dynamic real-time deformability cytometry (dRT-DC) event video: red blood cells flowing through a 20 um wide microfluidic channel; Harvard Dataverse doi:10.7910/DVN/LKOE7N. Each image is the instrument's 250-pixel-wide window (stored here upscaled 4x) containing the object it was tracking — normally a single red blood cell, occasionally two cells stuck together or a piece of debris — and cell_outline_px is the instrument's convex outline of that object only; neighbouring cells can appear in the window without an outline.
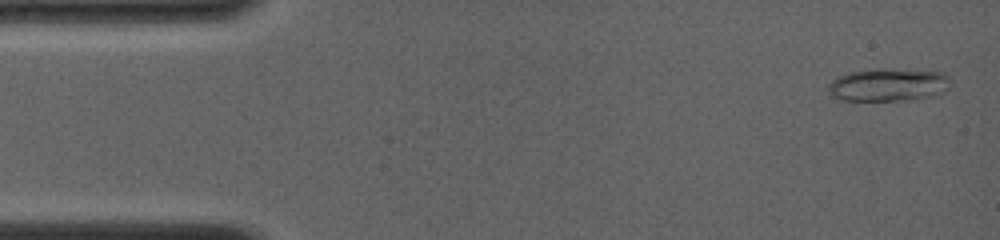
{"species": "common noctule bat (a hibernating species)", "species_latin": "Nyctalus noctula", "temperature_condition": "room temperature", "stored_images_in_passage": 27, "camera_frame_rate_fps": 4000, "um_per_image_px": 0.085, "animal": {"sex": "female", "body_mass_g": 19.0, "forearm_length_mm": 56.7}, "frame": {"image": 1, "passage_image": 1, "time_ms": 0.0, "image_size_px": [1000, 240], "cell_outline_px": [[944, 76], [932, 92], [924, 96], [896, 100], [844, 100], [832, 96], [828, 88], [828, 84], [832, 80], [848, 72], [876, 68], [936, 72]], "centroid_in_image_um": [75.13, 7.19], "position_along_channel_um": 9.9, "area_um2": 21.33}}
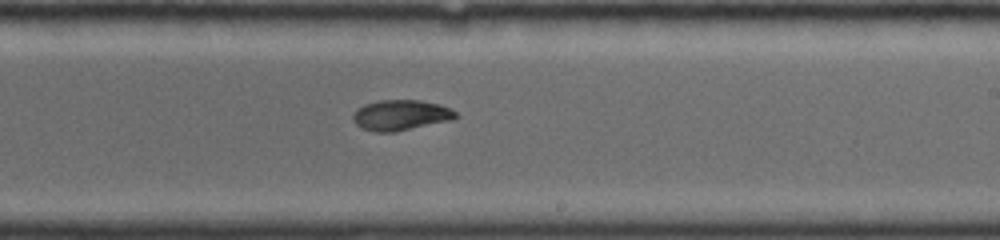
{"frame": {"image": 2, "passage_image": 14, "time_ms": 8.75, "image_size_px": [1000, 240], "cell_outline_px": [[460, 116], [452, 120], [396, 132], [376, 132], [360, 128], [352, 120], [352, 112], [364, 104], [380, 100], [420, 100], [440, 104], [456, 112]], "centroid_in_image_um": [34.05, 9.79], "position_along_channel_um": 255.0, "area_um2": 18.5}}
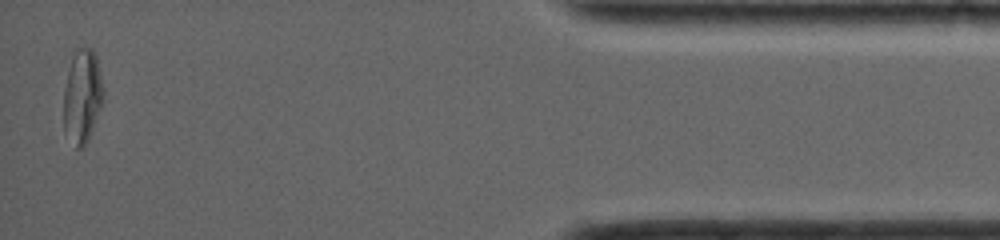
{"frame": {"image": 3, "passage_image": 27, "time_ms": 14.5, "image_size_px": [1000, 240], "cell_outline_px": [[104, 100], [88, 140], [80, 148], [76, 148], [64, 132], [64, 88], [72, 48], [92, 48], [96, 56], [104, 92]], "centroid_in_image_um": [6.98, 8.13], "position_along_channel_um": 428.2, "area_um2": 21.96}, "authors_computed_cell_mechanics": {"area_um2": 19.4786, "velocity_mm_per_s": 4.0671, "shape_relaxation_time_tau1_ms": 8.4425, "shape_relaxation_time_tau2_ms": null, "deformation_change_tau1": 0.205, "deformation_change_tau2": null}}